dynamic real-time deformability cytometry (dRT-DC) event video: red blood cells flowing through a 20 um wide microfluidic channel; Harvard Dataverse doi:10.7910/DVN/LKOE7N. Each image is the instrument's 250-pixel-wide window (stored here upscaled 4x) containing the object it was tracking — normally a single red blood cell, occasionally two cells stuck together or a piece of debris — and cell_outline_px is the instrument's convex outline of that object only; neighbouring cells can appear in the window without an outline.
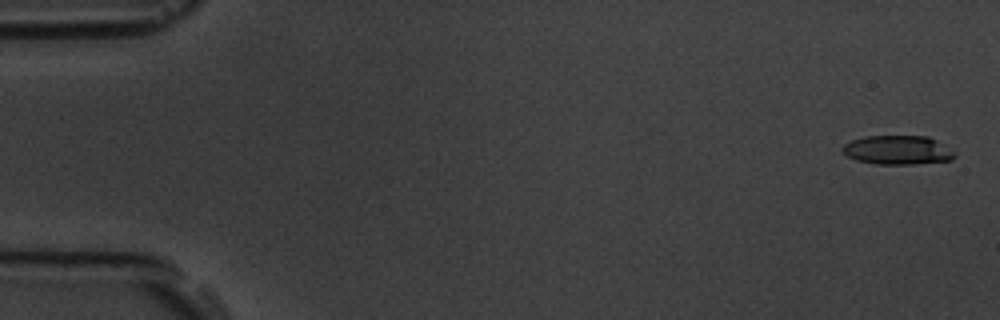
{"species": "common noctule bat (a hibernating species)", "species_latin": "Nyctalus noctula", "temperature_condition": "room temperature", "stored_images_in_passage": 10, "camera_frame_rate_fps": 3000, "um_per_image_px": 0.085, "animal": {"sex": "male", "body_mass_g": 19.5, "forearm_length_mm": 54.6}, "frame": {"image": 1, "passage_image": 1, "time_ms": 0.0, "image_size_px": [1000, 320], "cell_outline_px": [[956, 156], [952, 160], [916, 164], [876, 164], [856, 160], [840, 152], [840, 148], [844, 144], [852, 140], [864, 136], [928, 136], [936, 140], [956, 152]], "centroid_in_image_um": [76.29, 12.75], "position_along_channel_um": 8.7, "area_um2": 19.19}}
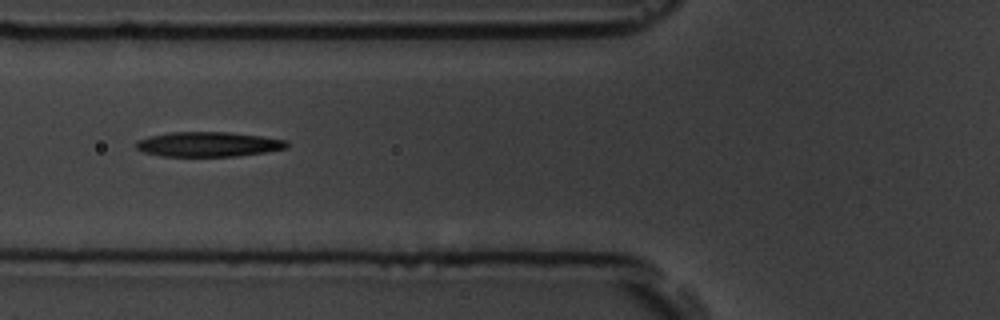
{"frame": {"image": 2, "passage_image": 6, "time_ms": 6.667, "image_size_px": [1000, 320], "cell_outline_px": [[288, 148], [264, 152], [236, 156], [160, 156], [144, 152], [136, 148], [136, 140], [148, 136], [168, 132], [232, 132], [288, 140]], "centroid_in_image_um": [17.69, 12.25], "position_along_channel_um": 108.1, "area_um2": 21.91}}
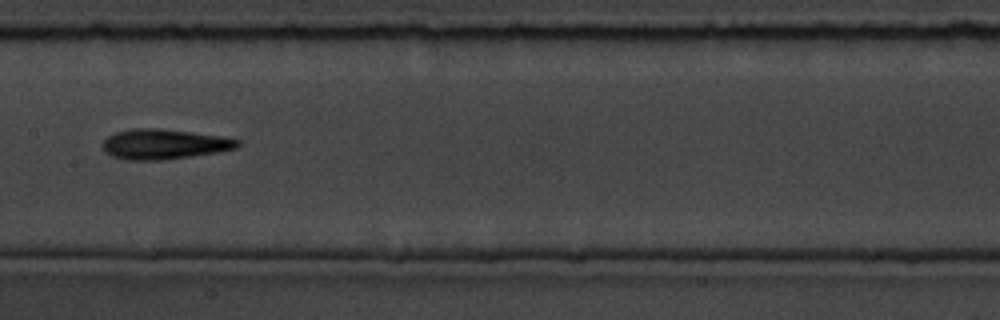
{"frame": {"image": 3, "passage_image": 8, "time_ms": 9.0, "image_size_px": [1000, 320], "cell_outline_px": [[240, 144], [236, 148], [216, 152], [192, 156], [160, 160], [124, 160], [112, 156], [104, 152], [100, 144], [108, 136], [116, 132], [132, 128], [156, 128], [192, 132], [220, 136], [240, 140]], "centroid_in_image_um": [13.88, 12.25], "position_along_channel_um": 193.5, "area_um2": 23.7}}